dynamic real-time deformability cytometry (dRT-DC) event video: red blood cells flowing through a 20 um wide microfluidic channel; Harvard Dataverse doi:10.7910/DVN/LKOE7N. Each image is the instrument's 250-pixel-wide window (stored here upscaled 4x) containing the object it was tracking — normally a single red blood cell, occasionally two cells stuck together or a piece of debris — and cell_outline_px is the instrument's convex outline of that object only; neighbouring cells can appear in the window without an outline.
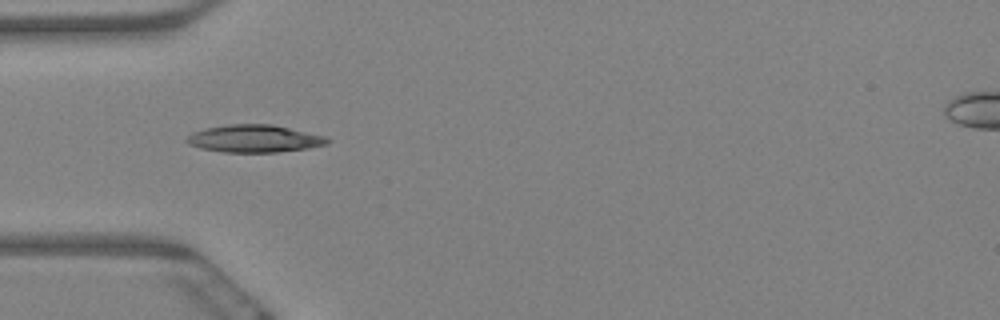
{"species": "Egyptian fruit bat (a non-hibernating species)", "species_latin": "Rousettus aegyptiacus", "temperature_condition": "warm", "stored_images_in_passage": 44, "camera_frame_rate_fps": 3000, "um_per_image_px": 0.085, "animal": {"sex": "female"}, "frame": {"image": 1, "passage_image": 1, "time_ms": 0.0, "image_size_px": [1000, 320], "cell_outline_px": [[332, 140], [328, 144], [308, 148], [276, 152], [224, 152], [200, 148], [188, 144], [184, 140], [192, 132], [204, 128], [228, 124], [272, 124], [324, 136]], "centroid_in_image_um": [21.59, 11.78], "position_along_channel_um": 63.4, "area_um2": 22.54}}
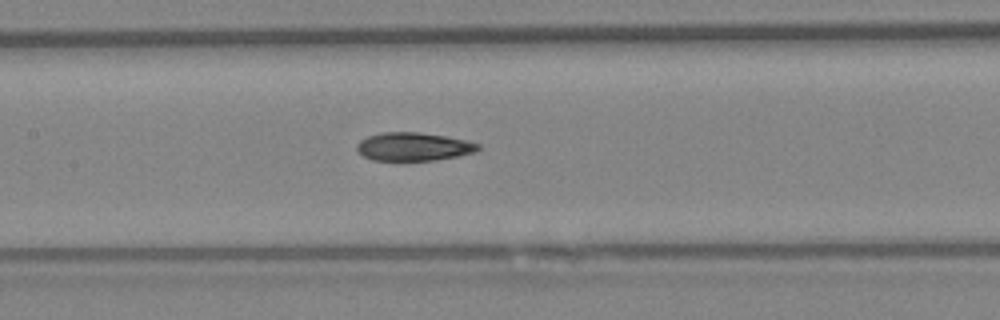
{"frame": {"image": 2, "passage_image": 11, "time_ms": 3.333, "image_size_px": [1000, 320], "cell_outline_px": [[480, 148], [476, 152], [456, 156], [432, 160], [372, 160], [364, 156], [356, 148], [356, 144], [360, 140], [368, 136], [380, 132], [420, 132], [448, 136], [468, 140], [480, 144]], "centroid_in_image_um": [35.17, 12.45], "position_along_channel_um": 172.2, "area_um2": 20.06}}
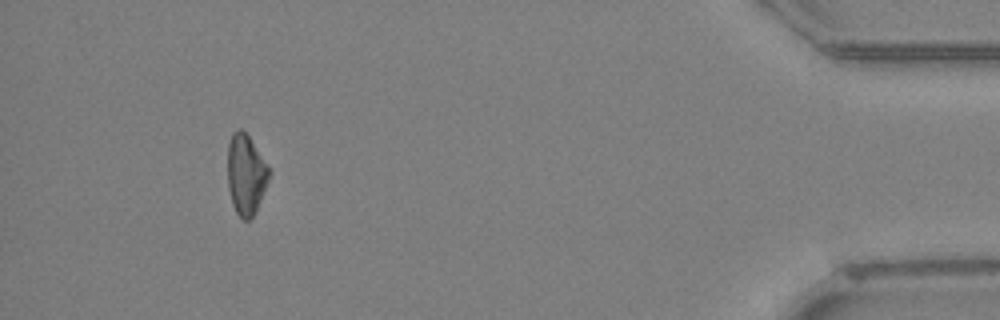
{"frame": {"image": 3, "passage_image": 39, "time_ms": 12.667, "image_size_px": [1000, 320], "cell_outline_px": [[272, 172], [256, 212], [248, 220], [244, 220], [236, 212], [232, 204], [228, 188], [228, 144], [232, 132], [240, 128], [248, 136], [268, 164]], "centroid_in_image_um": [20.92, 14.84], "position_along_channel_um": 414.3, "area_um2": 19.54}, "authors_computed_cell_mechanics": {"area_um2": 20.23, "velocity_mm_per_s": 3.3088, "shape_relaxation_time_tau1_ms": null, "shape_relaxation_time_tau2_ms": 3.1432, "deformation_change_tau1": null, "deformation_change_tau2": 0.066}}